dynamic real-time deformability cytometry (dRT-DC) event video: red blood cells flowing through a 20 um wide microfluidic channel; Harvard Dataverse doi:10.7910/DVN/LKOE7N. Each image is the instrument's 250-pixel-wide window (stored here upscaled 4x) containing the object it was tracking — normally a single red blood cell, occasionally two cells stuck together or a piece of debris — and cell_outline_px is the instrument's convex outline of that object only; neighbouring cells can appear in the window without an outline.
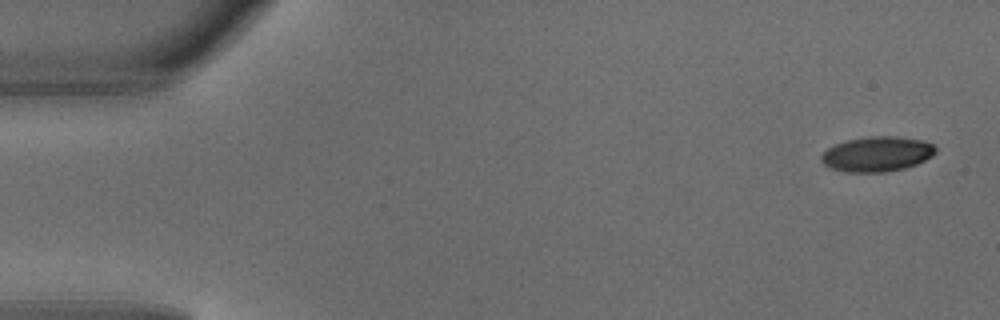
{"species": "common noctule bat (a hibernating species)", "species_latin": "Nyctalus noctula", "temperature_condition": "warm", "stored_images_in_passage": 6, "camera_frame_rate_fps": 3000, "um_per_image_px": 0.085, "animal": {"sex": "male", "body_mass_g": 18.8}, "frame": {"image": 1, "passage_image": 1, "time_ms": 0.0, "image_size_px": [1000, 320], "cell_outline_px": [[936, 152], [932, 156], [916, 164], [904, 168], [884, 172], [848, 172], [832, 168], [824, 164], [820, 160], [820, 156], [828, 148], [836, 144], [848, 140], [872, 136], [896, 136], [924, 140], [932, 144], [936, 148]], "centroid_in_image_um": [74.56, 13.09], "position_along_channel_um": 10.4, "area_um2": 23.18}}
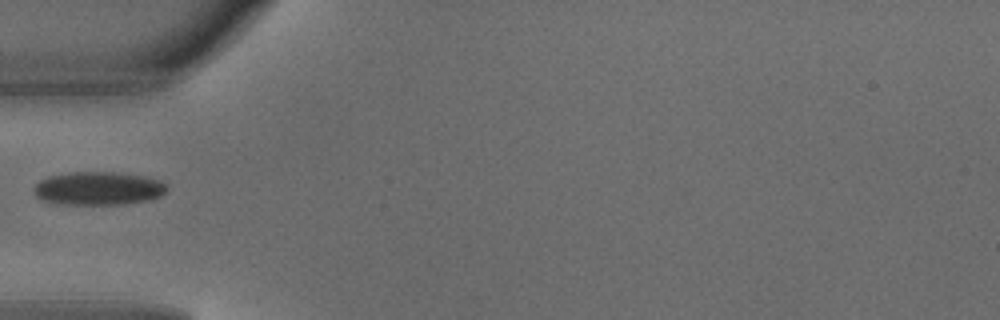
{"frame": {"image": 2, "passage_image": 5, "time_ms": 1.333, "image_size_px": [1000, 320], "cell_outline_px": [[168, 188], [160, 196], [144, 200], [120, 204], [68, 204], [44, 200], [36, 196], [32, 192], [32, 188], [40, 180], [48, 176], [68, 172], [116, 172], [144, 176], [160, 180]], "centroid_in_image_um": [8.32, 15.99], "position_along_channel_um": 76.7, "area_um2": 25.61}}
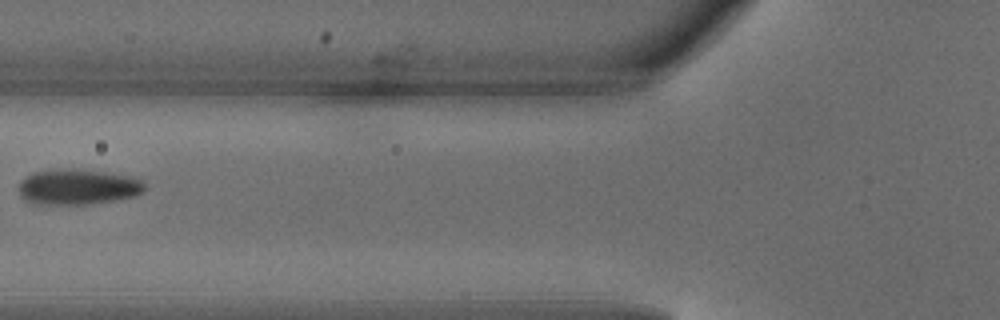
{"frame": {"image": 3, "passage_image": 6, "time_ms": 1.667, "image_size_px": [1000, 320], "cell_outline_px": [[144, 192], [136, 196], [112, 200], [84, 204], [36, 204], [24, 200], [20, 196], [20, 180], [36, 172], [68, 168], [76, 168], [136, 176], [144, 180]], "centroid_in_image_um": [6.67, 15.87], "position_along_channel_um": 119.1, "area_um2": 26.18}}